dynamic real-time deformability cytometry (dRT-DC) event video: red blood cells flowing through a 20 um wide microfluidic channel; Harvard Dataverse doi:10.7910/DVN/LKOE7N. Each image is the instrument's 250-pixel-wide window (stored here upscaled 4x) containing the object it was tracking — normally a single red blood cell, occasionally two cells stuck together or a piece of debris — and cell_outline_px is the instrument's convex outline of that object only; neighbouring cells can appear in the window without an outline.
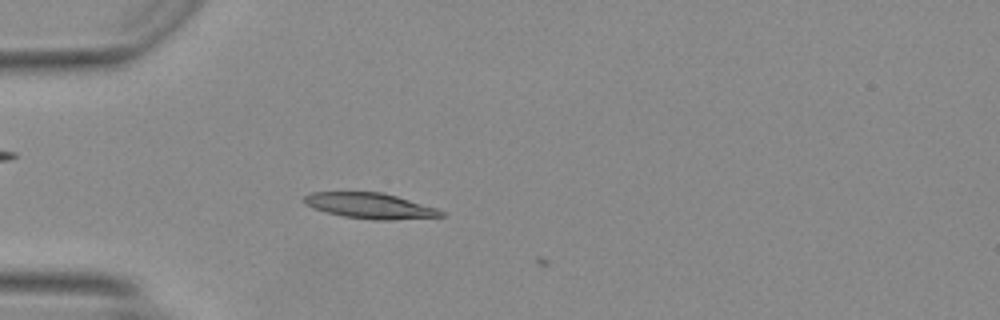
{"species": "Egyptian fruit bat (a non-hibernating species)", "species_latin": "Rousettus aegyptiacus", "temperature_condition": "warm", "stored_images_in_passage": 7, "camera_frame_rate_fps": 3000, "um_per_image_px": 0.085, "animal": {"sex": "female"}, "frame": {"image": 1, "passage_image": 4, "time_ms": 1.0, "image_size_px": [1000, 320], "cell_outline_px": [[444, 216], [388, 220], [372, 220], [344, 216], [312, 208], [304, 204], [300, 200], [304, 196], [312, 192], [380, 192], [396, 196], [436, 208], [444, 212]], "centroid_in_image_um": [31.39, 17.49], "position_along_channel_um": 53.6, "area_um2": 20.29}}